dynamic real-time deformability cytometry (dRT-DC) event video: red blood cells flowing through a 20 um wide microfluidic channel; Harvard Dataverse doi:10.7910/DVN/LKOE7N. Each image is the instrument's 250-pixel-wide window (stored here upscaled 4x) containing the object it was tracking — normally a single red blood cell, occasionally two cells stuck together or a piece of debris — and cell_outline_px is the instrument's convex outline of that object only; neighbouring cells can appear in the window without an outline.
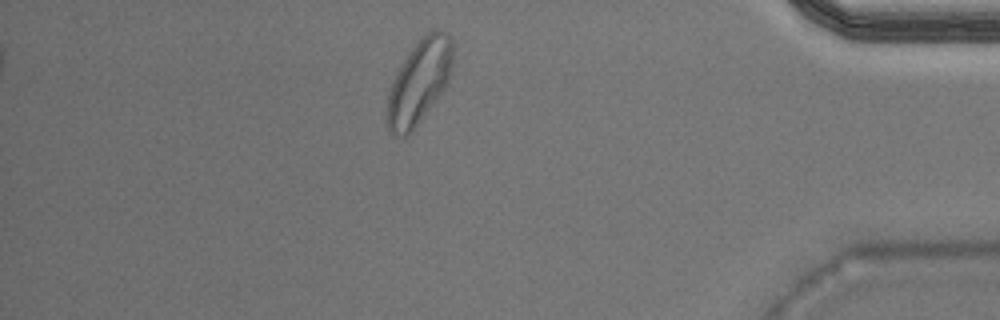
{"species": "Egyptian fruit bat (a non-hibernating species)", "species_latin": "Rousettus aegyptiacus", "temperature_condition": "warm", "stored_images_in_passage": 35, "camera_frame_rate_fps": 3000, "um_per_image_px": 0.085, "animal": {"sex": "male"}, "frame": {"image": 1, "passage_image": 30, "time_ms": 9.667, "image_size_px": [1000, 320], "cell_outline_px": [[452, 64], [448, 80], [444, 88], [412, 132], [408, 136], [400, 136], [388, 132], [388, 92], [404, 60], [412, 48], [428, 32], [440, 28], [452, 36]], "centroid_in_image_um": [35.65, 6.95], "position_along_channel_um": 399.5, "area_um2": 31.39}}